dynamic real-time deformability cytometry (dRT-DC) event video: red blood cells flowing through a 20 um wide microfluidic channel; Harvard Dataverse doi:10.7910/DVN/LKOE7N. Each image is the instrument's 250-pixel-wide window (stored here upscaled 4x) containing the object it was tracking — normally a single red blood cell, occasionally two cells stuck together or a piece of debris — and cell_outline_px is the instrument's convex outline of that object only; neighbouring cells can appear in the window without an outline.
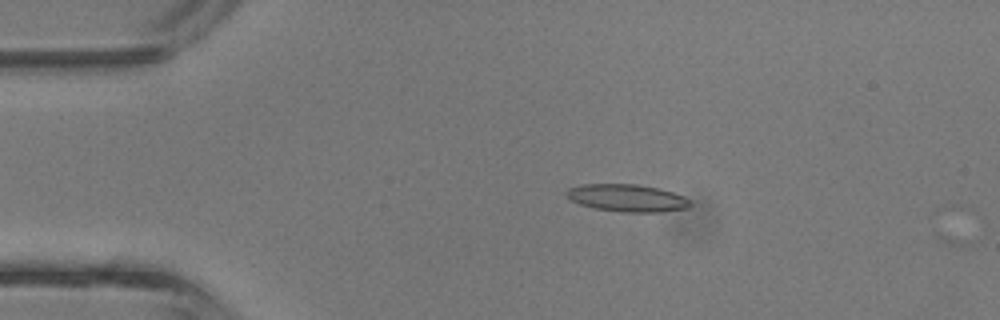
{"species": "common noctule bat (a hibernating species)", "species_latin": "Nyctalus noctula", "temperature_condition": "room temperature", "stored_images_in_passage": 8, "camera_frame_rate_fps": 3000, "um_per_image_px": 0.085, "animal": {"sex": "male", "body_mass_g": 13.3}, "frame": {"image": 1, "passage_image": 7, "time_ms": 2.0, "image_size_px": [1000, 320], "cell_outline_px": [[692, 204], [688, 208], [660, 212], [624, 212], [596, 208], [580, 204], [568, 200], [564, 192], [568, 188], [580, 184], [636, 184], [660, 188], [684, 196], [692, 200]], "centroid_in_image_um": [53.3, 16.82], "position_along_channel_um": 31.7, "area_um2": 20.0}}